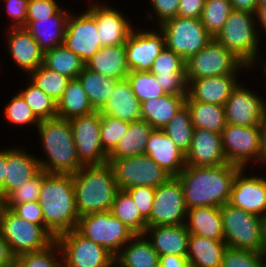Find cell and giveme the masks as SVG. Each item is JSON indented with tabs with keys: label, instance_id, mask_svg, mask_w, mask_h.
<instances>
[{
	"label": "cell",
	"instance_id": "obj_42",
	"mask_svg": "<svg viewBox=\"0 0 266 267\" xmlns=\"http://www.w3.org/2000/svg\"><path fill=\"white\" fill-rule=\"evenodd\" d=\"M31 81L54 101L63 95L71 79L63 76L41 64L31 73Z\"/></svg>",
	"mask_w": 266,
	"mask_h": 267
},
{
	"label": "cell",
	"instance_id": "obj_13",
	"mask_svg": "<svg viewBox=\"0 0 266 267\" xmlns=\"http://www.w3.org/2000/svg\"><path fill=\"white\" fill-rule=\"evenodd\" d=\"M185 216H187V208L182 185L176 176H171L156 188L147 226L185 224L184 219H187Z\"/></svg>",
	"mask_w": 266,
	"mask_h": 267
},
{
	"label": "cell",
	"instance_id": "obj_40",
	"mask_svg": "<svg viewBox=\"0 0 266 267\" xmlns=\"http://www.w3.org/2000/svg\"><path fill=\"white\" fill-rule=\"evenodd\" d=\"M110 212L135 235L144 234L147 228V220L141 215L131 196L125 190L117 192Z\"/></svg>",
	"mask_w": 266,
	"mask_h": 267
},
{
	"label": "cell",
	"instance_id": "obj_26",
	"mask_svg": "<svg viewBox=\"0 0 266 267\" xmlns=\"http://www.w3.org/2000/svg\"><path fill=\"white\" fill-rule=\"evenodd\" d=\"M9 52L17 65L30 73L43 64L44 51L25 27L8 29Z\"/></svg>",
	"mask_w": 266,
	"mask_h": 267
},
{
	"label": "cell",
	"instance_id": "obj_8",
	"mask_svg": "<svg viewBox=\"0 0 266 267\" xmlns=\"http://www.w3.org/2000/svg\"><path fill=\"white\" fill-rule=\"evenodd\" d=\"M76 230L86 239L104 247L114 257L135 235L110 210L79 217Z\"/></svg>",
	"mask_w": 266,
	"mask_h": 267
},
{
	"label": "cell",
	"instance_id": "obj_62",
	"mask_svg": "<svg viewBox=\"0 0 266 267\" xmlns=\"http://www.w3.org/2000/svg\"><path fill=\"white\" fill-rule=\"evenodd\" d=\"M255 15L258 17L257 20L259 19L258 22L261 23L262 28L266 31V4L257 6Z\"/></svg>",
	"mask_w": 266,
	"mask_h": 267
},
{
	"label": "cell",
	"instance_id": "obj_6",
	"mask_svg": "<svg viewBox=\"0 0 266 267\" xmlns=\"http://www.w3.org/2000/svg\"><path fill=\"white\" fill-rule=\"evenodd\" d=\"M253 15L255 16L247 11L232 10L222 29L214 37L248 67H253L260 45Z\"/></svg>",
	"mask_w": 266,
	"mask_h": 267
},
{
	"label": "cell",
	"instance_id": "obj_7",
	"mask_svg": "<svg viewBox=\"0 0 266 267\" xmlns=\"http://www.w3.org/2000/svg\"><path fill=\"white\" fill-rule=\"evenodd\" d=\"M224 241L227 247L263 252V218L229 203L221 207Z\"/></svg>",
	"mask_w": 266,
	"mask_h": 267
},
{
	"label": "cell",
	"instance_id": "obj_61",
	"mask_svg": "<svg viewBox=\"0 0 266 267\" xmlns=\"http://www.w3.org/2000/svg\"><path fill=\"white\" fill-rule=\"evenodd\" d=\"M6 176V150L0 151V195L3 199V185Z\"/></svg>",
	"mask_w": 266,
	"mask_h": 267
},
{
	"label": "cell",
	"instance_id": "obj_56",
	"mask_svg": "<svg viewBox=\"0 0 266 267\" xmlns=\"http://www.w3.org/2000/svg\"><path fill=\"white\" fill-rule=\"evenodd\" d=\"M205 0H180L177 16L200 19Z\"/></svg>",
	"mask_w": 266,
	"mask_h": 267
},
{
	"label": "cell",
	"instance_id": "obj_1",
	"mask_svg": "<svg viewBox=\"0 0 266 267\" xmlns=\"http://www.w3.org/2000/svg\"><path fill=\"white\" fill-rule=\"evenodd\" d=\"M242 167L225 163L217 166H189L176 176L182 185L187 210L194 207H222L228 203L233 182Z\"/></svg>",
	"mask_w": 266,
	"mask_h": 267
},
{
	"label": "cell",
	"instance_id": "obj_34",
	"mask_svg": "<svg viewBox=\"0 0 266 267\" xmlns=\"http://www.w3.org/2000/svg\"><path fill=\"white\" fill-rule=\"evenodd\" d=\"M144 234L134 235L114 257L120 267H159V255ZM129 244V245H127ZM121 252V253H120Z\"/></svg>",
	"mask_w": 266,
	"mask_h": 267
},
{
	"label": "cell",
	"instance_id": "obj_49",
	"mask_svg": "<svg viewBox=\"0 0 266 267\" xmlns=\"http://www.w3.org/2000/svg\"><path fill=\"white\" fill-rule=\"evenodd\" d=\"M47 174L42 170L37 176L24 182L22 186L17 187L3 200V204H21L38 201L42 180Z\"/></svg>",
	"mask_w": 266,
	"mask_h": 267
},
{
	"label": "cell",
	"instance_id": "obj_57",
	"mask_svg": "<svg viewBox=\"0 0 266 267\" xmlns=\"http://www.w3.org/2000/svg\"><path fill=\"white\" fill-rule=\"evenodd\" d=\"M159 267H192L186 256L168 254L159 256Z\"/></svg>",
	"mask_w": 266,
	"mask_h": 267
},
{
	"label": "cell",
	"instance_id": "obj_25",
	"mask_svg": "<svg viewBox=\"0 0 266 267\" xmlns=\"http://www.w3.org/2000/svg\"><path fill=\"white\" fill-rule=\"evenodd\" d=\"M42 171L38 158L24 150L6 149V176L3 185V200L24 182Z\"/></svg>",
	"mask_w": 266,
	"mask_h": 267
},
{
	"label": "cell",
	"instance_id": "obj_46",
	"mask_svg": "<svg viewBox=\"0 0 266 267\" xmlns=\"http://www.w3.org/2000/svg\"><path fill=\"white\" fill-rule=\"evenodd\" d=\"M130 122L100 113V137L103 150L109 155L129 129Z\"/></svg>",
	"mask_w": 266,
	"mask_h": 267
},
{
	"label": "cell",
	"instance_id": "obj_21",
	"mask_svg": "<svg viewBox=\"0 0 266 267\" xmlns=\"http://www.w3.org/2000/svg\"><path fill=\"white\" fill-rule=\"evenodd\" d=\"M235 78L236 74H226L186 80L187 84H189L187 86L186 101H198L224 106L233 90L238 86Z\"/></svg>",
	"mask_w": 266,
	"mask_h": 267
},
{
	"label": "cell",
	"instance_id": "obj_37",
	"mask_svg": "<svg viewBox=\"0 0 266 267\" xmlns=\"http://www.w3.org/2000/svg\"><path fill=\"white\" fill-rule=\"evenodd\" d=\"M154 129L144 120L130 122L128 131L108 158H127L144 154L147 141Z\"/></svg>",
	"mask_w": 266,
	"mask_h": 267
},
{
	"label": "cell",
	"instance_id": "obj_45",
	"mask_svg": "<svg viewBox=\"0 0 266 267\" xmlns=\"http://www.w3.org/2000/svg\"><path fill=\"white\" fill-rule=\"evenodd\" d=\"M133 93L140 103L151 99H156L167 94L156 81V77L150 71L136 72L130 71L127 75Z\"/></svg>",
	"mask_w": 266,
	"mask_h": 267
},
{
	"label": "cell",
	"instance_id": "obj_65",
	"mask_svg": "<svg viewBox=\"0 0 266 267\" xmlns=\"http://www.w3.org/2000/svg\"><path fill=\"white\" fill-rule=\"evenodd\" d=\"M1 205H3V199H2V197H1V195H0V206Z\"/></svg>",
	"mask_w": 266,
	"mask_h": 267
},
{
	"label": "cell",
	"instance_id": "obj_27",
	"mask_svg": "<svg viewBox=\"0 0 266 267\" xmlns=\"http://www.w3.org/2000/svg\"><path fill=\"white\" fill-rule=\"evenodd\" d=\"M151 233V234H150ZM150 234V241L159 256L173 254L187 256L189 231L185 224L147 226L144 235Z\"/></svg>",
	"mask_w": 266,
	"mask_h": 267
},
{
	"label": "cell",
	"instance_id": "obj_29",
	"mask_svg": "<svg viewBox=\"0 0 266 267\" xmlns=\"http://www.w3.org/2000/svg\"><path fill=\"white\" fill-rule=\"evenodd\" d=\"M69 15V12L67 13L61 8L55 15H52L48 19L26 21L25 29L33 36L43 51L53 49L63 44ZM48 24L52 25L53 30L51 29V25L49 27Z\"/></svg>",
	"mask_w": 266,
	"mask_h": 267
},
{
	"label": "cell",
	"instance_id": "obj_30",
	"mask_svg": "<svg viewBox=\"0 0 266 267\" xmlns=\"http://www.w3.org/2000/svg\"><path fill=\"white\" fill-rule=\"evenodd\" d=\"M89 70L116 79H126L129 74L125 44L105 46L85 64Z\"/></svg>",
	"mask_w": 266,
	"mask_h": 267
},
{
	"label": "cell",
	"instance_id": "obj_28",
	"mask_svg": "<svg viewBox=\"0 0 266 267\" xmlns=\"http://www.w3.org/2000/svg\"><path fill=\"white\" fill-rule=\"evenodd\" d=\"M100 113L127 122L141 120V103L133 93L130 82L122 79Z\"/></svg>",
	"mask_w": 266,
	"mask_h": 267
},
{
	"label": "cell",
	"instance_id": "obj_18",
	"mask_svg": "<svg viewBox=\"0 0 266 267\" xmlns=\"http://www.w3.org/2000/svg\"><path fill=\"white\" fill-rule=\"evenodd\" d=\"M266 103L240 83L224 105L226 124L259 126Z\"/></svg>",
	"mask_w": 266,
	"mask_h": 267
},
{
	"label": "cell",
	"instance_id": "obj_36",
	"mask_svg": "<svg viewBox=\"0 0 266 267\" xmlns=\"http://www.w3.org/2000/svg\"><path fill=\"white\" fill-rule=\"evenodd\" d=\"M89 101L96 111H100L116 89L120 79L111 78L84 67L77 76Z\"/></svg>",
	"mask_w": 266,
	"mask_h": 267
},
{
	"label": "cell",
	"instance_id": "obj_39",
	"mask_svg": "<svg viewBox=\"0 0 266 267\" xmlns=\"http://www.w3.org/2000/svg\"><path fill=\"white\" fill-rule=\"evenodd\" d=\"M43 65L69 79H75L85 67L79 56L63 44L44 51Z\"/></svg>",
	"mask_w": 266,
	"mask_h": 267
},
{
	"label": "cell",
	"instance_id": "obj_35",
	"mask_svg": "<svg viewBox=\"0 0 266 267\" xmlns=\"http://www.w3.org/2000/svg\"><path fill=\"white\" fill-rule=\"evenodd\" d=\"M95 111L79 79H71L63 95L57 101V117L70 120Z\"/></svg>",
	"mask_w": 266,
	"mask_h": 267
},
{
	"label": "cell",
	"instance_id": "obj_17",
	"mask_svg": "<svg viewBox=\"0 0 266 267\" xmlns=\"http://www.w3.org/2000/svg\"><path fill=\"white\" fill-rule=\"evenodd\" d=\"M159 30V34L151 30L130 32L125 42L129 71H150L155 58L166 47L164 32Z\"/></svg>",
	"mask_w": 266,
	"mask_h": 267
},
{
	"label": "cell",
	"instance_id": "obj_47",
	"mask_svg": "<svg viewBox=\"0 0 266 267\" xmlns=\"http://www.w3.org/2000/svg\"><path fill=\"white\" fill-rule=\"evenodd\" d=\"M54 249L61 251L56 240L41 251L28 252L16 256L13 267H63V263L55 258L57 251H54Z\"/></svg>",
	"mask_w": 266,
	"mask_h": 267
},
{
	"label": "cell",
	"instance_id": "obj_4",
	"mask_svg": "<svg viewBox=\"0 0 266 267\" xmlns=\"http://www.w3.org/2000/svg\"><path fill=\"white\" fill-rule=\"evenodd\" d=\"M37 128L47 155V160H39L42 170L49 174H74L83 166L69 120L58 117L42 120Z\"/></svg>",
	"mask_w": 266,
	"mask_h": 267
},
{
	"label": "cell",
	"instance_id": "obj_31",
	"mask_svg": "<svg viewBox=\"0 0 266 267\" xmlns=\"http://www.w3.org/2000/svg\"><path fill=\"white\" fill-rule=\"evenodd\" d=\"M226 248L224 240H214L190 233L186 258L192 267H221Z\"/></svg>",
	"mask_w": 266,
	"mask_h": 267
},
{
	"label": "cell",
	"instance_id": "obj_64",
	"mask_svg": "<svg viewBox=\"0 0 266 267\" xmlns=\"http://www.w3.org/2000/svg\"><path fill=\"white\" fill-rule=\"evenodd\" d=\"M256 1H257V6L266 4V0H256Z\"/></svg>",
	"mask_w": 266,
	"mask_h": 267
},
{
	"label": "cell",
	"instance_id": "obj_20",
	"mask_svg": "<svg viewBox=\"0 0 266 267\" xmlns=\"http://www.w3.org/2000/svg\"><path fill=\"white\" fill-rule=\"evenodd\" d=\"M242 168L236 175L228 203L260 217L266 216V179L243 177Z\"/></svg>",
	"mask_w": 266,
	"mask_h": 267
},
{
	"label": "cell",
	"instance_id": "obj_12",
	"mask_svg": "<svg viewBox=\"0 0 266 267\" xmlns=\"http://www.w3.org/2000/svg\"><path fill=\"white\" fill-rule=\"evenodd\" d=\"M56 241L63 253V267H112L115 264L110 252L76 229L59 235Z\"/></svg>",
	"mask_w": 266,
	"mask_h": 267
},
{
	"label": "cell",
	"instance_id": "obj_51",
	"mask_svg": "<svg viewBox=\"0 0 266 267\" xmlns=\"http://www.w3.org/2000/svg\"><path fill=\"white\" fill-rule=\"evenodd\" d=\"M132 198L141 215L147 220L151 214L156 188L137 186L125 190Z\"/></svg>",
	"mask_w": 266,
	"mask_h": 267
},
{
	"label": "cell",
	"instance_id": "obj_16",
	"mask_svg": "<svg viewBox=\"0 0 266 267\" xmlns=\"http://www.w3.org/2000/svg\"><path fill=\"white\" fill-rule=\"evenodd\" d=\"M63 45L79 56L84 64L103 47L95 18L88 11L78 17L69 15Z\"/></svg>",
	"mask_w": 266,
	"mask_h": 267
},
{
	"label": "cell",
	"instance_id": "obj_9",
	"mask_svg": "<svg viewBox=\"0 0 266 267\" xmlns=\"http://www.w3.org/2000/svg\"><path fill=\"white\" fill-rule=\"evenodd\" d=\"M113 175L120 190L137 186L157 188L171 175L146 154L127 158H108Z\"/></svg>",
	"mask_w": 266,
	"mask_h": 267
},
{
	"label": "cell",
	"instance_id": "obj_55",
	"mask_svg": "<svg viewBox=\"0 0 266 267\" xmlns=\"http://www.w3.org/2000/svg\"><path fill=\"white\" fill-rule=\"evenodd\" d=\"M28 0H6V7L11 18L12 28L25 27Z\"/></svg>",
	"mask_w": 266,
	"mask_h": 267
},
{
	"label": "cell",
	"instance_id": "obj_33",
	"mask_svg": "<svg viewBox=\"0 0 266 267\" xmlns=\"http://www.w3.org/2000/svg\"><path fill=\"white\" fill-rule=\"evenodd\" d=\"M186 227L191 234L224 240L221 207L201 206L187 210Z\"/></svg>",
	"mask_w": 266,
	"mask_h": 267
},
{
	"label": "cell",
	"instance_id": "obj_38",
	"mask_svg": "<svg viewBox=\"0 0 266 267\" xmlns=\"http://www.w3.org/2000/svg\"><path fill=\"white\" fill-rule=\"evenodd\" d=\"M185 105L190 111L194 129H206L221 134L227 125L224 106L198 101H185Z\"/></svg>",
	"mask_w": 266,
	"mask_h": 267
},
{
	"label": "cell",
	"instance_id": "obj_54",
	"mask_svg": "<svg viewBox=\"0 0 266 267\" xmlns=\"http://www.w3.org/2000/svg\"><path fill=\"white\" fill-rule=\"evenodd\" d=\"M156 17L160 20L159 25L166 20L176 17L180 0H150Z\"/></svg>",
	"mask_w": 266,
	"mask_h": 267
},
{
	"label": "cell",
	"instance_id": "obj_15",
	"mask_svg": "<svg viewBox=\"0 0 266 267\" xmlns=\"http://www.w3.org/2000/svg\"><path fill=\"white\" fill-rule=\"evenodd\" d=\"M227 162L245 169L252 159L259 162L261 155V130L259 126L227 124L221 133Z\"/></svg>",
	"mask_w": 266,
	"mask_h": 267
},
{
	"label": "cell",
	"instance_id": "obj_58",
	"mask_svg": "<svg viewBox=\"0 0 266 267\" xmlns=\"http://www.w3.org/2000/svg\"><path fill=\"white\" fill-rule=\"evenodd\" d=\"M15 256L11 253L8 242L0 232V267H13Z\"/></svg>",
	"mask_w": 266,
	"mask_h": 267
},
{
	"label": "cell",
	"instance_id": "obj_60",
	"mask_svg": "<svg viewBox=\"0 0 266 267\" xmlns=\"http://www.w3.org/2000/svg\"><path fill=\"white\" fill-rule=\"evenodd\" d=\"M261 130V155L260 162L266 161V107L263 112V117L260 123Z\"/></svg>",
	"mask_w": 266,
	"mask_h": 267
},
{
	"label": "cell",
	"instance_id": "obj_63",
	"mask_svg": "<svg viewBox=\"0 0 266 267\" xmlns=\"http://www.w3.org/2000/svg\"><path fill=\"white\" fill-rule=\"evenodd\" d=\"M263 254L266 256V216L263 217Z\"/></svg>",
	"mask_w": 266,
	"mask_h": 267
},
{
	"label": "cell",
	"instance_id": "obj_5",
	"mask_svg": "<svg viewBox=\"0 0 266 267\" xmlns=\"http://www.w3.org/2000/svg\"><path fill=\"white\" fill-rule=\"evenodd\" d=\"M0 232L15 257L41 251L56 240L44 225L24 220L3 205L0 206Z\"/></svg>",
	"mask_w": 266,
	"mask_h": 267
},
{
	"label": "cell",
	"instance_id": "obj_59",
	"mask_svg": "<svg viewBox=\"0 0 266 267\" xmlns=\"http://www.w3.org/2000/svg\"><path fill=\"white\" fill-rule=\"evenodd\" d=\"M233 10L247 11L255 14L257 9L256 0H230Z\"/></svg>",
	"mask_w": 266,
	"mask_h": 267
},
{
	"label": "cell",
	"instance_id": "obj_53",
	"mask_svg": "<svg viewBox=\"0 0 266 267\" xmlns=\"http://www.w3.org/2000/svg\"><path fill=\"white\" fill-rule=\"evenodd\" d=\"M3 206L11 209L24 220L33 222L35 224L44 225L42 208L38 201L21 204H3Z\"/></svg>",
	"mask_w": 266,
	"mask_h": 267
},
{
	"label": "cell",
	"instance_id": "obj_11",
	"mask_svg": "<svg viewBox=\"0 0 266 267\" xmlns=\"http://www.w3.org/2000/svg\"><path fill=\"white\" fill-rule=\"evenodd\" d=\"M241 67L248 68L213 38L197 54L186 60V80L236 74L239 68L242 69Z\"/></svg>",
	"mask_w": 266,
	"mask_h": 267
},
{
	"label": "cell",
	"instance_id": "obj_3",
	"mask_svg": "<svg viewBox=\"0 0 266 267\" xmlns=\"http://www.w3.org/2000/svg\"><path fill=\"white\" fill-rule=\"evenodd\" d=\"M72 176L75 204L80 217L111 209L120 189L108 163L83 165Z\"/></svg>",
	"mask_w": 266,
	"mask_h": 267
},
{
	"label": "cell",
	"instance_id": "obj_23",
	"mask_svg": "<svg viewBox=\"0 0 266 267\" xmlns=\"http://www.w3.org/2000/svg\"><path fill=\"white\" fill-rule=\"evenodd\" d=\"M87 11L95 18L103 47L125 44L133 27L121 12L100 4H93Z\"/></svg>",
	"mask_w": 266,
	"mask_h": 267
},
{
	"label": "cell",
	"instance_id": "obj_22",
	"mask_svg": "<svg viewBox=\"0 0 266 267\" xmlns=\"http://www.w3.org/2000/svg\"><path fill=\"white\" fill-rule=\"evenodd\" d=\"M185 160L189 166H217L228 163L221 134L206 129H194Z\"/></svg>",
	"mask_w": 266,
	"mask_h": 267
},
{
	"label": "cell",
	"instance_id": "obj_2",
	"mask_svg": "<svg viewBox=\"0 0 266 267\" xmlns=\"http://www.w3.org/2000/svg\"><path fill=\"white\" fill-rule=\"evenodd\" d=\"M38 202L44 226L55 239L77 228L80 216L75 204L72 174L48 173L42 180Z\"/></svg>",
	"mask_w": 266,
	"mask_h": 267
},
{
	"label": "cell",
	"instance_id": "obj_19",
	"mask_svg": "<svg viewBox=\"0 0 266 267\" xmlns=\"http://www.w3.org/2000/svg\"><path fill=\"white\" fill-rule=\"evenodd\" d=\"M150 72L167 94L187 96L186 61L165 47L155 58Z\"/></svg>",
	"mask_w": 266,
	"mask_h": 267
},
{
	"label": "cell",
	"instance_id": "obj_50",
	"mask_svg": "<svg viewBox=\"0 0 266 267\" xmlns=\"http://www.w3.org/2000/svg\"><path fill=\"white\" fill-rule=\"evenodd\" d=\"M4 113L8 121L16 125H28L29 123H34L38 126L41 122L18 93L6 105Z\"/></svg>",
	"mask_w": 266,
	"mask_h": 267
},
{
	"label": "cell",
	"instance_id": "obj_32",
	"mask_svg": "<svg viewBox=\"0 0 266 267\" xmlns=\"http://www.w3.org/2000/svg\"><path fill=\"white\" fill-rule=\"evenodd\" d=\"M186 96L165 94L156 99L141 103V120L155 129L164 128L170 120L185 106Z\"/></svg>",
	"mask_w": 266,
	"mask_h": 267
},
{
	"label": "cell",
	"instance_id": "obj_24",
	"mask_svg": "<svg viewBox=\"0 0 266 267\" xmlns=\"http://www.w3.org/2000/svg\"><path fill=\"white\" fill-rule=\"evenodd\" d=\"M171 176H177L186 166L185 154L162 129H154L149 136L145 153Z\"/></svg>",
	"mask_w": 266,
	"mask_h": 267
},
{
	"label": "cell",
	"instance_id": "obj_10",
	"mask_svg": "<svg viewBox=\"0 0 266 267\" xmlns=\"http://www.w3.org/2000/svg\"><path fill=\"white\" fill-rule=\"evenodd\" d=\"M165 35V45L185 61L197 54L213 38L200 19L172 17L159 25Z\"/></svg>",
	"mask_w": 266,
	"mask_h": 267
},
{
	"label": "cell",
	"instance_id": "obj_48",
	"mask_svg": "<svg viewBox=\"0 0 266 267\" xmlns=\"http://www.w3.org/2000/svg\"><path fill=\"white\" fill-rule=\"evenodd\" d=\"M266 258L262 252L227 247L221 267H265Z\"/></svg>",
	"mask_w": 266,
	"mask_h": 267
},
{
	"label": "cell",
	"instance_id": "obj_14",
	"mask_svg": "<svg viewBox=\"0 0 266 267\" xmlns=\"http://www.w3.org/2000/svg\"><path fill=\"white\" fill-rule=\"evenodd\" d=\"M79 161L83 165L108 163L100 137V111L69 120Z\"/></svg>",
	"mask_w": 266,
	"mask_h": 267
},
{
	"label": "cell",
	"instance_id": "obj_52",
	"mask_svg": "<svg viewBox=\"0 0 266 267\" xmlns=\"http://www.w3.org/2000/svg\"><path fill=\"white\" fill-rule=\"evenodd\" d=\"M60 9L55 0H28L26 21L48 19Z\"/></svg>",
	"mask_w": 266,
	"mask_h": 267
},
{
	"label": "cell",
	"instance_id": "obj_43",
	"mask_svg": "<svg viewBox=\"0 0 266 267\" xmlns=\"http://www.w3.org/2000/svg\"><path fill=\"white\" fill-rule=\"evenodd\" d=\"M232 10L230 0H205L200 20L212 38L222 29Z\"/></svg>",
	"mask_w": 266,
	"mask_h": 267
},
{
	"label": "cell",
	"instance_id": "obj_44",
	"mask_svg": "<svg viewBox=\"0 0 266 267\" xmlns=\"http://www.w3.org/2000/svg\"><path fill=\"white\" fill-rule=\"evenodd\" d=\"M34 114L42 121L57 117V102L39 89L32 81L19 93Z\"/></svg>",
	"mask_w": 266,
	"mask_h": 267
},
{
	"label": "cell",
	"instance_id": "obj_41",
	"mask_svg": "<svg viewBox=\"0 0 266 267\" xmlns=\"http://www.w3.org/2000/svg\"><path fill=\"white\" fill-rule=\"evenodd\" d=\"M162 130L184 154L188 152L192 142L194 126L186 105L174 115Z\"/></svg>",
	"mask_w": 266,
	"mask_h": 267
}]
</instances>
